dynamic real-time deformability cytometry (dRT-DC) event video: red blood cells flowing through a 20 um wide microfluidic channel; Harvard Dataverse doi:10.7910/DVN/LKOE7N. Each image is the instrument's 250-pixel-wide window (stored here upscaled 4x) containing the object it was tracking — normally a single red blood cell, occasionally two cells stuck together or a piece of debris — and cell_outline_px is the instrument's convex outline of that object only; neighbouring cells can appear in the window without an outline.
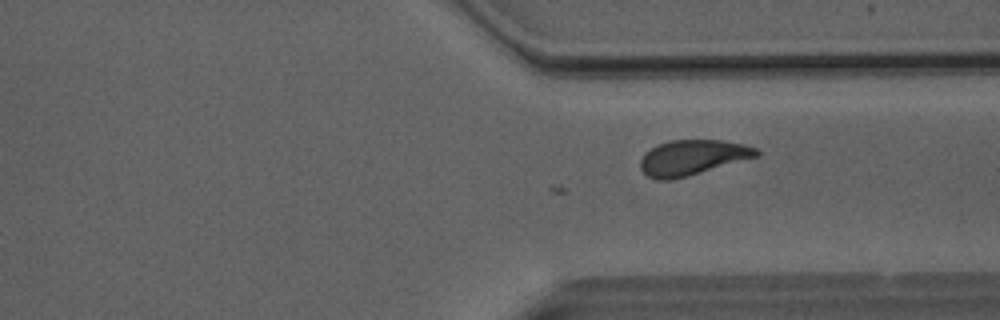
{"species": "Egyptian fruit bat (a non-hibernating species)", "species_latin": "Rousettus aegyptiacus", "temperature_condition": "room temperature", "stored_images_in_passage": 42, "camera_frame_rate_fps": 3000, "um_per_image_px": 0.085, "animal": {"sex": "male"}, "frame": {"image": 1, "passage_image": 29, "time_ms": 9.333, "image_size_px": [1000, 320], "cell_outline_px": [[760, 156], [688, 176], [672, 180], [656, 180], [648, 176], [640, 168], [640, 160], [644, 152], [668, 140], [724, 140], [744, 144], [756, 148], [760, 152]], "centroid_in_image_um": [58.87, 13.39], "position_along_channel_um": 352.5, "area_um2": 23.99}}
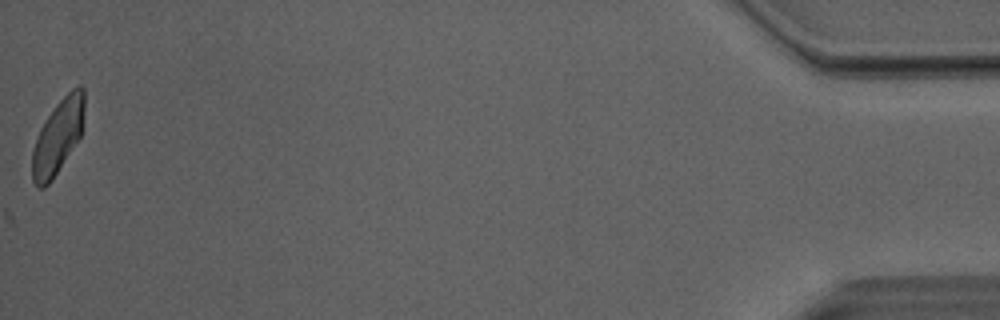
{"frame": {"image": 2, "passage_image": 42, "time_ms": 13.667, "image_size_px": [1000, 320], "cell_outline_px": [[84, 108], [80, 136], [52, 180], [44, 188], [40, 188], [32, 180], [32, 152], [40, 128], [56, 104], [72, 88], [80, 84], [84, 88]], "centroid_in_image_um": [4.91, 11.6], "position_along_channel_um": 430.3, "area_um2": 22.14}}